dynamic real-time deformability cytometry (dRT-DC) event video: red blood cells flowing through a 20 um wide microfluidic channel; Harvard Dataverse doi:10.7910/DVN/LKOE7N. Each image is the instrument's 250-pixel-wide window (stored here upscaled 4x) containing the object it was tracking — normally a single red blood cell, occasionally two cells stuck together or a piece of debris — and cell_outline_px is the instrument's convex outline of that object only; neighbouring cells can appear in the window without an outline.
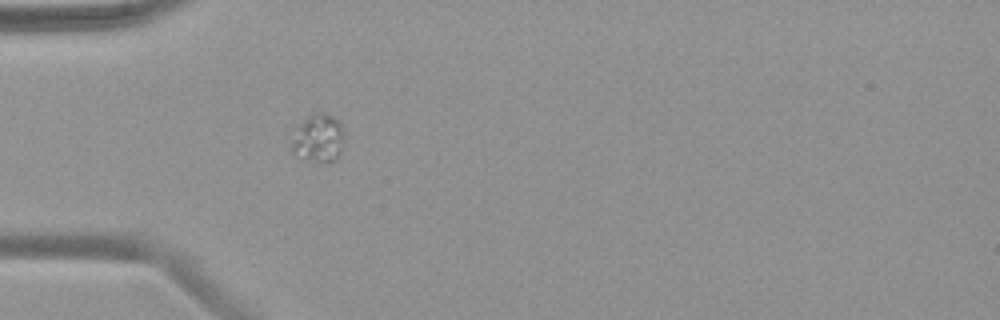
{"species": "common noctule bat (a hibernating species)", "species_latin": "Nyctalus noctula", "temperature_condition": "warm", "stored_images_in_passage": 38, "camera_frame_rate_fps": 3000, "um_per_image_px": 0.085, "animal": {"sex": "female", "body_mass_g": 19.9}, "frame": {"image": 1, "passage_image": 1, "time_ms": 0.0, "image_size_px": [1000, 320], "cell_outline_px": [[344, 144], [340, 156], [336, 160], [316, 160], [304, 156], [292, 148], [292, 140], [296, 128], [312, 112], [324, 112], [332, 116], [340, 124], [344, 132]], "centroid_in_image_um": [27.14, 11.68], "position_along_channel_um": 57.9, "area_um2": 14.22}}
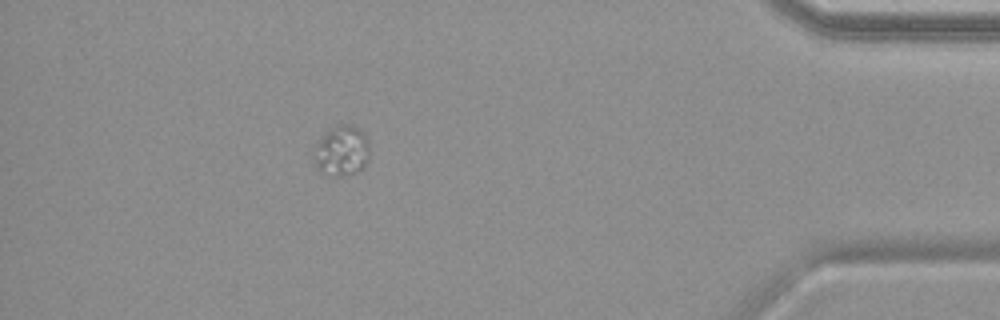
{"frame": {"image": 2, "passage_image": 33, "time_ms": 10.667, "image_size_px": [1000, 320], "cell_outline_px": [[368, 160], [364, 168], [356, 172], [340, 176], [336, 176], [320, 172], [316, 168], [316, 160], [320, 136], [328, 128], [336, 124], [352, 124], [360, 128], [368, 136]], "centroid_in_image_um": [29.1, 12.77], "position_along_channel_um": 406.1, "area_um2": 16.36}}